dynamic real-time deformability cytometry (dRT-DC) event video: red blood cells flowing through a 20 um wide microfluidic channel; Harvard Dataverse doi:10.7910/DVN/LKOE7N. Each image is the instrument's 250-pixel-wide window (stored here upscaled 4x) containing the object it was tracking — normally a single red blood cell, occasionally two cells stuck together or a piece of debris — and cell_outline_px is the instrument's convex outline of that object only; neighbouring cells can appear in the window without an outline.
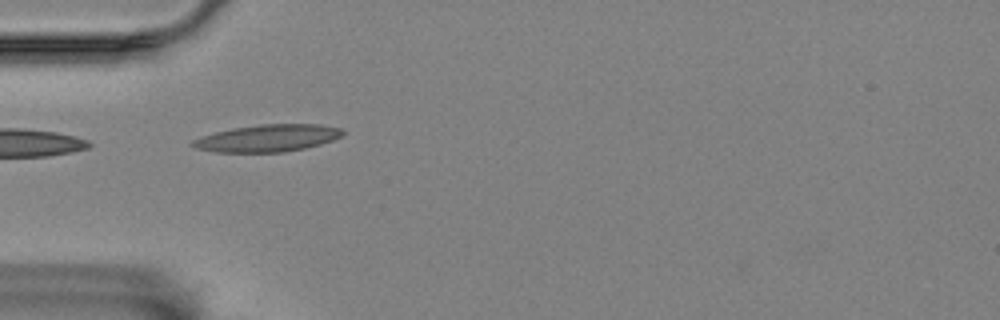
{"species": "Egyptian fruit bat (a non-hibernating species)", "species_latin": "Rousettus aegyptiacus", "temperature_condition": "room temperature", "stored_images_in_passage": 8, "camera_frame_rate_fps": 3000, "um_per_image_px": 0.085, "animal": {"sex": "female"}, "frame": {"image": 1, "passage_image": 5, "time_ms": 5.333, "image_size_px": [1000, 320], "cell_outline_px": [[344, 132], [340, 136], [332, 140], [320, 144], [304, 148], [284, 152], [216, 152], [196, 148], [188, 144], [192, 140], [200, 136], [232, 128], [260, 124], [320, 124], [340, 128]], "centroid_in_image_um": [22.7, 11.74], "position_along_channel_um": 62.3, "area_um2": 23.7}}
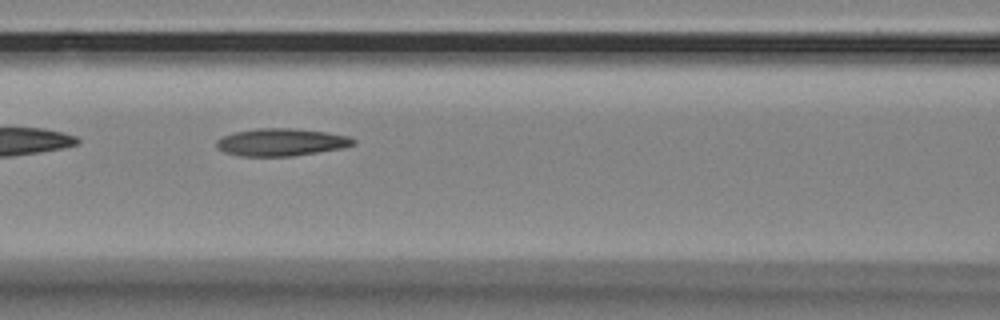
{"frame": {"image": 2, "passage_image": 7, "time_ms": 7.667, "image_size_px": [1000, 320], "cell_outline_px": [[356, 144], [344, 148], [292, 156], [240, 156], [224, 152], [216, 148], [216, 140], [220, 136], [232, 132], [256, 128], [292, 128], [324, 132], [348, 136], [356, 140]], "centroid_in_image_um": [23.86, 12.08], "position_along_channel_um": 142.7, "area_um2": 22.14}}
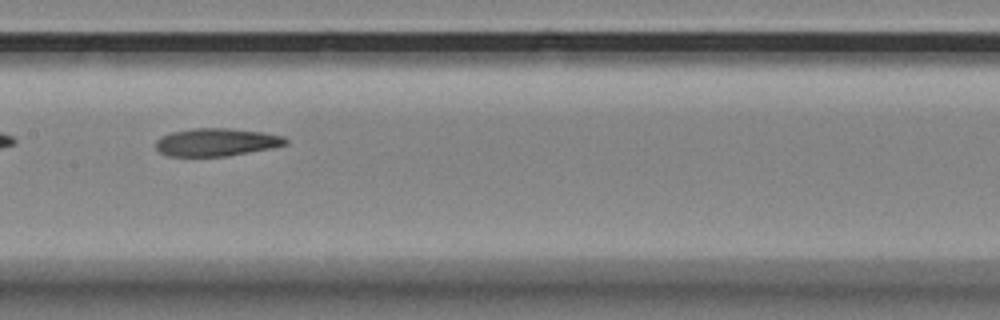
{"frame": {"image": 3, "passage_image": 8, "time_ms": 9.0, "image_size_px": [1000, 320], "cell_outline_px": [[288, 144], [272, 148], [228, 156], [168, 156], [160, 152], [156, 148], [156, 140], [160, 136], [172, 132], [192, 128], [228, 128], [264, 132], [284, 136], [288, 140]], "centroid_in_image_um": [18.41, 12.08], "position_along_channel_um": 189.0, "area_um2": 21.21}}